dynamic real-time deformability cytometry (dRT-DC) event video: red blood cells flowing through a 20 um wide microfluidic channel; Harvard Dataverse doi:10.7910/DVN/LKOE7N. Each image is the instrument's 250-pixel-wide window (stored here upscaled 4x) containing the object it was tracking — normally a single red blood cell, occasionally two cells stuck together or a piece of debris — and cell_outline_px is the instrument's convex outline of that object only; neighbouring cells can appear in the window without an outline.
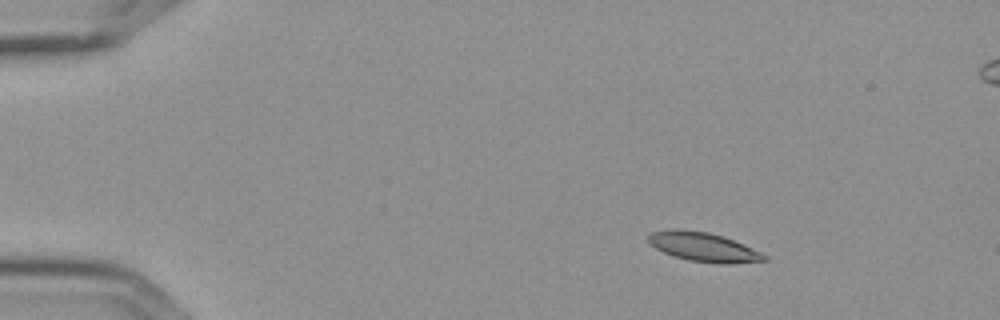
{"species": "Egyptian fruit bat (a non-hibernating species)", "species_latin": "Rousettus aegyptiacus", "temperature_condition": "cold", "stored_images_in_passage": 8, "camera_frame_rate_fps": 3000, "um_per_image_px": 0.085, "frame": {"image": 1, "passage_image": 2, "time_ms": 0.333, "image_size_px": [1000, 320], "cell_outline_px": [[768, 260], [724, 264], [720, 264], [688, 260], [664, 252], [656, 248], [648, 240], [648, 236], [652, 232], [672, 228], [676, 228], [708, 232], [724, 236], [744, 244], [768, 256]], "centroid_in_image_um": [59.81, 20.98], "position_along_channel_um": 25.2, "area_um2": 19.59}}
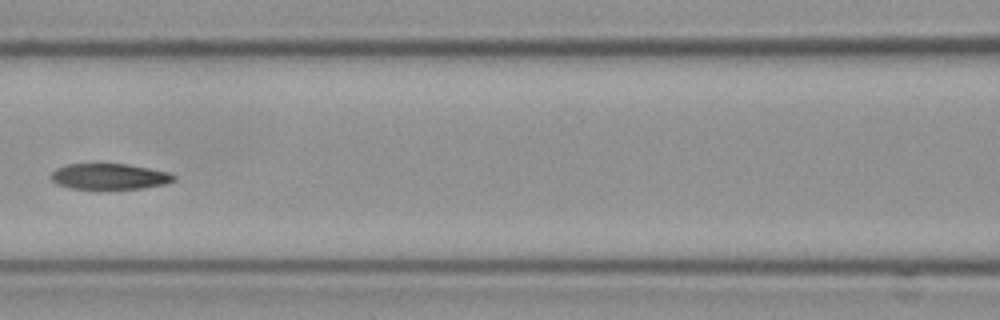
{"frame": {"image": 2, "passage_image": 7, "time_ms": 2.0, "image_size_px": [1000, 320], "cell_outline_px": [[176, 180], [168, 184], [144, 188], [72, 188], [56, 184], [48, 176], [56, 168], [68, 164], [128, 164], [168, 172], [176, 176]], "centroid_in_image_um": [9.31, 14.99], "position_along_channel_um": 157.3, "area_um2": 18.44}}
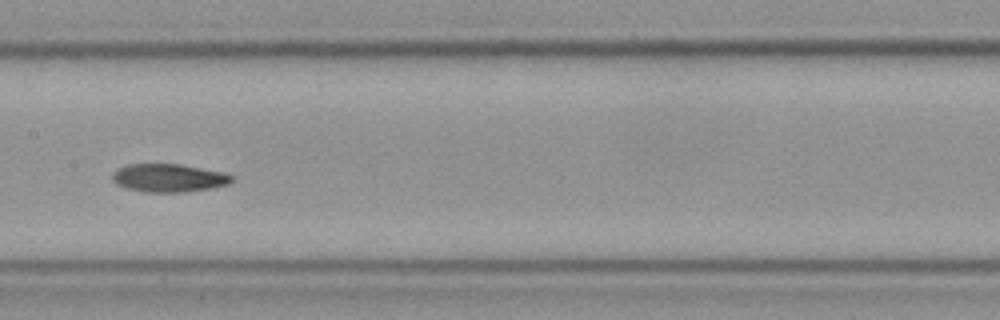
{"frame": {"image": 3, "passage_image": 8, "time_ms": 2.333, "image_size_px": [1000, 320], "cell_outline_px": [[232, 180], [228, 184], [212, 188], [180, 192], [144, 192], [124, 188], [116, 184], [112, 180], [112, 172], [128, 164], [180, 164], [224, 172], [232, 176]], "centroid_in_image_um": [14.31, 15.12], "position_along_channel_um": 193.1, "area_um2": 19.59}}